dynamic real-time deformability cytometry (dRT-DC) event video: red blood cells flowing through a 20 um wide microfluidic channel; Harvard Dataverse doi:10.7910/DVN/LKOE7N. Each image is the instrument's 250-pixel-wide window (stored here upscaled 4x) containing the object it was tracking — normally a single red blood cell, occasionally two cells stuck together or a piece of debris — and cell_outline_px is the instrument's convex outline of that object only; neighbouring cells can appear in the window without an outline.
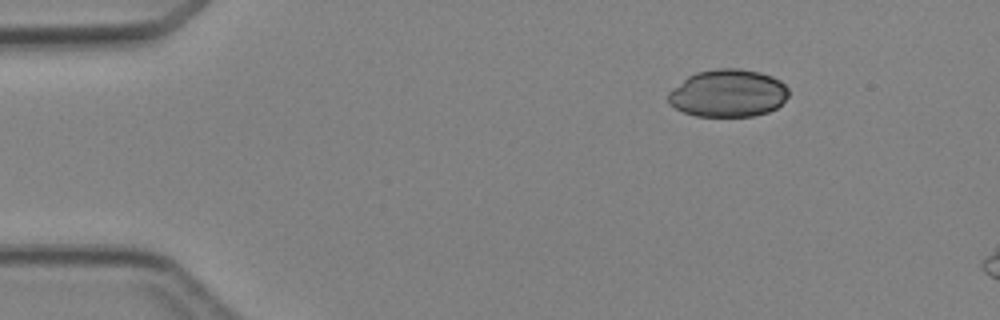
{"species": "Egyptian fruit bat (a non-hibernating species)", "species_latin": "Rousettus aegyptiacus", "temperature_condition": "cold", "stored_images_in_passage": 4, "camera_frame_rate_fps": 3000, "um_per_image_px": 0.085, "animal": {"sex": "female"}, "frame": {"image": 1, "passage_image": 2, "time_ms": 1.333, "image_size_px": [1000, 320], "cell_outline_px": [[788, 96], [776, 108], [768, 112], [752, 116], [696, 116], [684, 112], [668, 104], [668, 92], [688, 76], [696, 72], [716, 68], [740, 68], [760, 72], [772, 76], [780, 80], [788, 88]], "centroid_in_image_um": [61.88, 7.92], "position_along_channel_um": 23.1, "area_um2": 33.47}}